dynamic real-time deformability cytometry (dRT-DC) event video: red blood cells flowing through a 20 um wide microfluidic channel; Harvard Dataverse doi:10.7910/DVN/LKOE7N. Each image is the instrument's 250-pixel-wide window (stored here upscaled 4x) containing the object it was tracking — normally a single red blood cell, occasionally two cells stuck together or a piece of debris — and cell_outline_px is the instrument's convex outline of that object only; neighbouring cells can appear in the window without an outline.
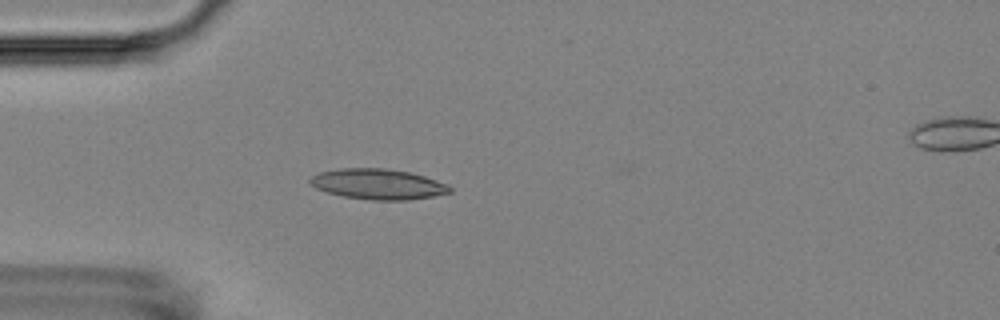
{"species": "Egyptian fruit bat (a non-hibernating species)", "species_latin": "Rousettus aegyptiacus", "temperature_condition": "room temperature", "stored_images_in_passage": 6, "camera_frame_rate_fps": 3000, "um_per_image_px": 0.085, "animal": {"sex": "female"}, "frame": {"image": 1, "passage_image": 5, "time_ms": 4.667, "image_size_px": [1000, 320], "cell_outline_px": [[452, 192], [432, 196], [408, 200], [368, 200], [344, 196], [328, 192], [316, 188], [308, 184], [308, 180], [312, 176], [320, 172], [340, 168], [384, 168], [408, 172], [424, 176], [448, 184], [452, 188]], "centroid_in_image_um": [32.12, 15.65], "position_along_channel_um": 52.9, "area_um2": 24.8}}